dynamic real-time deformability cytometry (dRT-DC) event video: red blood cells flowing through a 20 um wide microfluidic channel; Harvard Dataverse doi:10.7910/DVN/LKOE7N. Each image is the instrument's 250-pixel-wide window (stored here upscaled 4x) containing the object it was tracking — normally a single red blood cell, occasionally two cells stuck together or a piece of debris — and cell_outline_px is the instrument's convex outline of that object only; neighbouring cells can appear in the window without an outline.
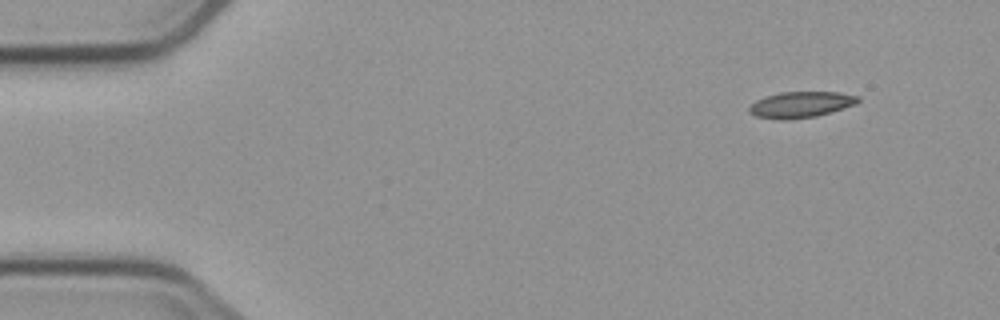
{"species": "common noctule bat (a hibernating species)", "species_latin": "Nyctalus noctula", "temperature_condition": "cold", "stored_images_in_passage": 3, "camera_frame_rate_fps": 3000, "um_per_image_px": 0.085, "animal": {"sex": "male", "body_mass_g": 23.1, "forearm_length_mm": 52.7}, "frame": {"image": 1, "passage_image": 1, "time_ms": 0.0, "image_size_px": [1000, 320], "cell_outline_px": [[860, 100], [856, 104], [844, 108], [816, 116], [784, 120], [780, 120], [756, 116], [748, 112], [748, 108], [756, 100], [764, 96], [780, 92], [840, 92], [860, 96]], "centroid_in_image_um": [68.07, 8.88], "position_along_channel_um": 16.9, "area_um2": 16.59}}